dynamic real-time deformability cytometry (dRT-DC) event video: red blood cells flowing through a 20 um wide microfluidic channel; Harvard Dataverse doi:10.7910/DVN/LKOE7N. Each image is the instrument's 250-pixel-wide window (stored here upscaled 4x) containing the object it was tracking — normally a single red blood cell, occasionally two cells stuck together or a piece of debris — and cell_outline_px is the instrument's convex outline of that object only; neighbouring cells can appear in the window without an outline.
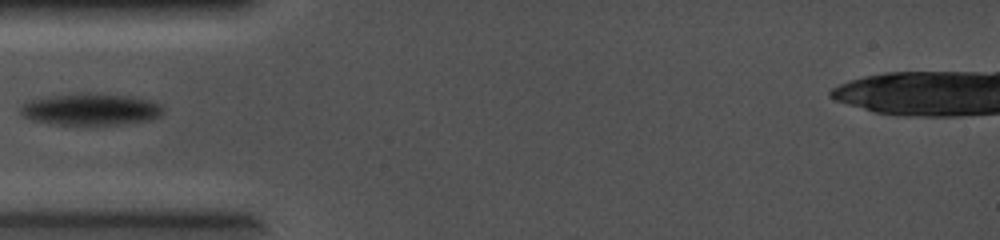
{"species": "common noctule bat (a hibernating species)", "species_latin": "Nyctalus noctula", "temperature_condition": "cold", "stored_images_in_passage": 27, "camera_frame_rate_fps": 5000, "um_per_image_px": 0.085, "animal": {"sex": "female", "body_mass_g": 19.0, "forearm_length_mm": 56.7}, "frame": {"image": 1, "passage_image": 1, "time_ms": 0.0, "image_size_px": [1000, 240], "cell_outline_px": [[164, 112], [160, 116], [152, 120], [120, 124], [52, 124], [32, 120], [24, 116], [20, 112], [20, 108], [28, 100], [48, 96], [72, 92], [88, 92], [136, 96], [152, 100], [160, 104], [164, 108]], "centroid_in_image_um": [7.75, 9.26], "position_along_channel_um": 77.2, "area_um2": 26.99}}
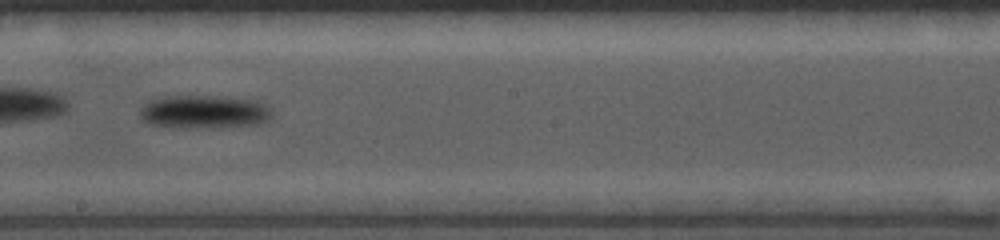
{"frame": {"image": 2, "passage_image": 10, "time_ms": 1.8, "image_size_px": [1000, 240], "cell_outline_px": [[272, 116], [268, 120], [256, 124], [184, 128], [172, 128], [148, 124], [140, 120], [140, 108], [144, 104], [152, 100], [164, 96], [224, 96], [256, 100], [264, 104], [272, 112]], "centroid_in_image_um": [17.28, 9.5], "position_along_channel_um": 230.9, "area_um2": 25.66}}
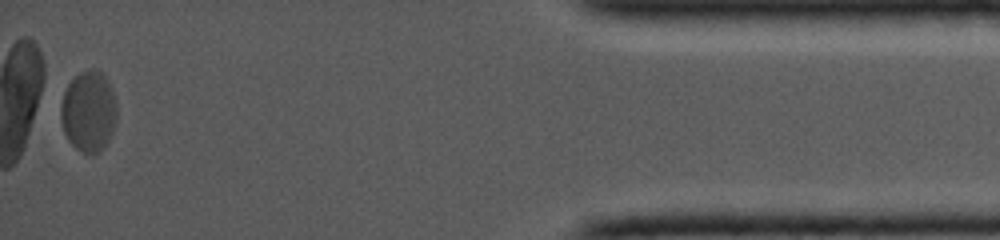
{"frame": {"image": 3, "passage_image": 26, "time_ms": 5.0, "image_size_px": [1000, 240], "cell_outline_px": [[116, 120], [112, 132], [104, 148], [100, 152], [92, 156], [76, 148], [68, 140], [64, 132], [60, 120], [60, 104], [64, 92], [68, 84], [80, 72], [92, 68], [96, 68], [108, 80], [112, 88], [116, 104]], "centroid_in_image_um": [7.53, 9.48], "position_along_channel_um": 427.7, "area_um2": 26.65}}